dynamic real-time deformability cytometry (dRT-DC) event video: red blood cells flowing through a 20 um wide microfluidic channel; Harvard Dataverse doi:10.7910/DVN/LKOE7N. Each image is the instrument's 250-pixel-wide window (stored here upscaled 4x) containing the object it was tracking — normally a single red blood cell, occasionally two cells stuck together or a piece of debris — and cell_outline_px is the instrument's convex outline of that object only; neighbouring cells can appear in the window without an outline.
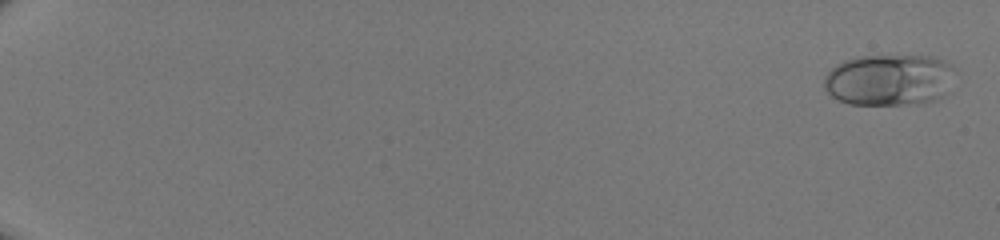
{"species": "human", "species_latin": "Homo sapiens", "temperature_condition": "room temperature", "stored_images_in_passage": 51, "camera_frame_rate_fps": 3000, "um_per_image_px": 0.085, "donor": {"sex": "male"}, "frame": {"image": 1, "passage_image": 2, "time_ms": 0.333, "image_size_px": [1000, 240], "cell_outline_px": [[952, 64], [944, 96], [936, 100], [924, 104], [848, 104], [832, 96], [824, 88], [824, 76], [836, 64], [844, 60], [860, 56], [932, 56], [944, 60]], "centroid_in_image_um": [75.53, 6.79], "position_along_channel_um": 9.5, "area_um2": 39.02}}
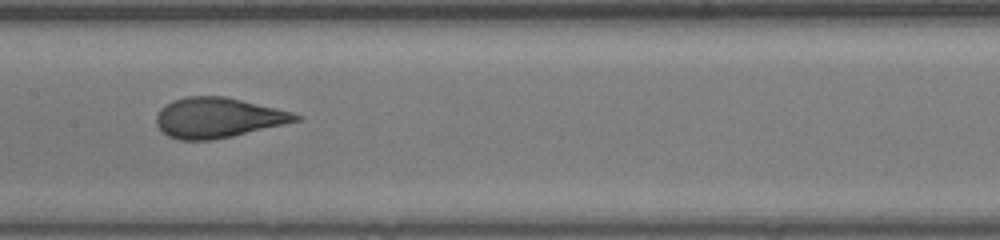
{"frame": {"image": 2, "passage_image": 30, "time_ms": 9.667, "image_size_px": [1000, 240], "cell_outline_px": [[304, 116], [300, 120], [284, 124], [232, 136], [212, 140], [180, 140], [168, 136], [156, 124], [156, 116], [160, 108], [164, 104], [172, 100], [184, 96], [224, 96], [276, 108], [292, 112]], "centroid_in_image_um": [18.5, 10.0], "position_along_channel_um": 188.9, "area_um2": 32.54}}
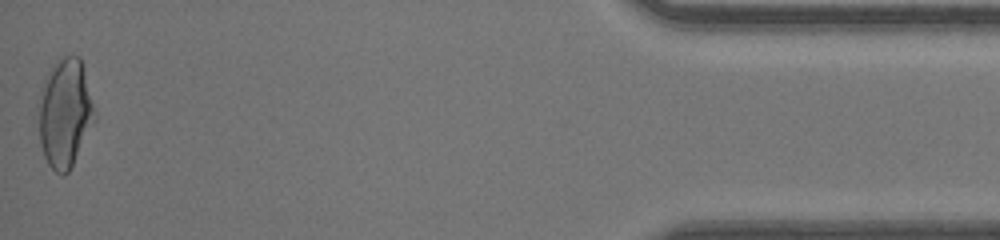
{"frame": {"image": 3, "passage_image": 51, "time_ms": 16.667, "image_size_px": [1000, 240], "cell_outline_px": [[96, 120], [68, 172], [56, 172], [48, 164], [44, 156], [40, 144], [36, 104], [44, 76], [52, 64], [60, 56], [80, 56], [96, 112]], "centroid_in_image_um": [5.48, 9.55], "position_along_channel_um": 429.7, "area_um2": 36.18}}